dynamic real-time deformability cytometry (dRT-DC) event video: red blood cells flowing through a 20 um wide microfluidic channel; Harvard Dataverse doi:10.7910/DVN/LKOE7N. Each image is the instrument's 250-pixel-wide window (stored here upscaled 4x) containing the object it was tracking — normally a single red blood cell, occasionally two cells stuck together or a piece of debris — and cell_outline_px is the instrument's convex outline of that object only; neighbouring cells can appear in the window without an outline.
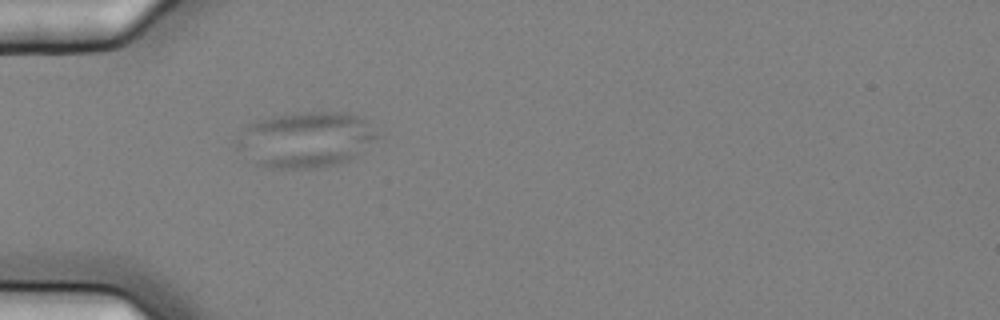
{"species": "common noctule bat (a hibernating species)", "species_latin": "Nyctalus noctula", "temperature_condition": "cold", "stored_images_in_passage": 3, "camera_frame_rate_fps": 3000, "um_per_image_px": 0.085, "animal": {"sex": "female", "body_mass_g": 25.1}, "frame": {"image": 1, "passage_image": 3, "time_ms": 0.667, "image_size_px": [1000, 320], "cell_outline_px": [[380, 136], [348, 160], [332, 164], [308, 168], [280, 168], [256, 164], [236, 148], [236, 140], [244, 128], [248, 124], [260, 120], [280, 116], [304, 112], [348, 112], [364, 120]], "centroid_in_image_um": [25.95, 11.86], "position_along_channel_um": 59.0, "area_um2": 44.45}}